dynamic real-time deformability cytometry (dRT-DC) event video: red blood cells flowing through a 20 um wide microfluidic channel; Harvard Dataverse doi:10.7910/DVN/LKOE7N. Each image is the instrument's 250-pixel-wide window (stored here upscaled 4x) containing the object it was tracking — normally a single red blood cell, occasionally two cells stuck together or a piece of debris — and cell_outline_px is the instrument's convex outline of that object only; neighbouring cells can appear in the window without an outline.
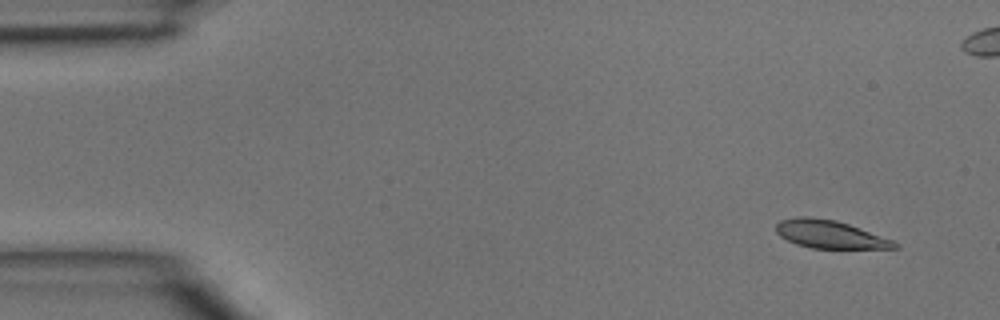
{"species": "common noctule bat (a hibernating species)", "species_latin": "Nyctalus noctula", "temperature_condition": "room temperature", "stored_images_in_passage": 44, "camera_frame_rate_fps": 3000, "um_per_image_px": 0.085, "animal": {"sex": "male", "body_mass_g": 15.6}, "frame": {"image": 1, "passage_image": 1, "time_ms": 0.0, "image_size_px": [1000, 320], "cell_outline_px": [[900, 248], [812, 248], [796, 244], [780, 236], [776, 232], [776, 224], [780, 220], [800, 216], [808, 216], [836, 220], [860, 228], [892, 240], [900, 244]], "centroid_in_image_um": [70.52, 19.91], "position_along_channel_um": 14.5, "area_um2": 19.19}}
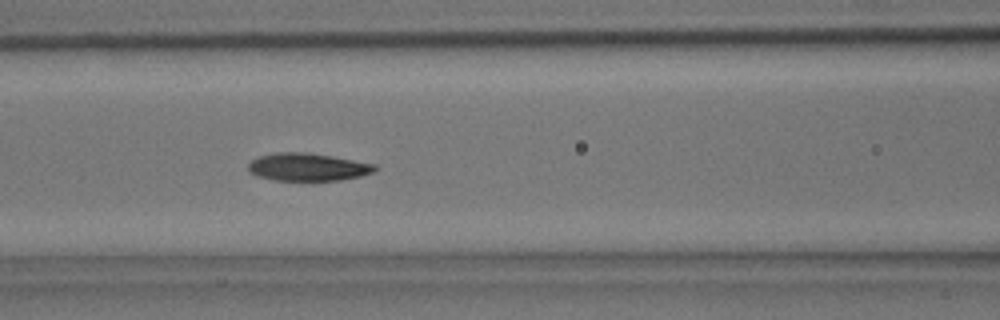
{"frame": {"image": 2, "passage_image": 17, "time_ms": 5.333, "image_size_px": [1000, 320], "cell_outline_px": [[376, 168], [372, 172], [360, 176], [340, 180], [276, 180], [256, 176], [248, 172], [248, 164], [252, 160], [260, 156], [276, 152], [304, 152], [332, 156], [376, 164]], "centroid_in_image_um": [26.12, 14.19], "position_along_channel_um": 140.5, "area_um2": 20.35}}
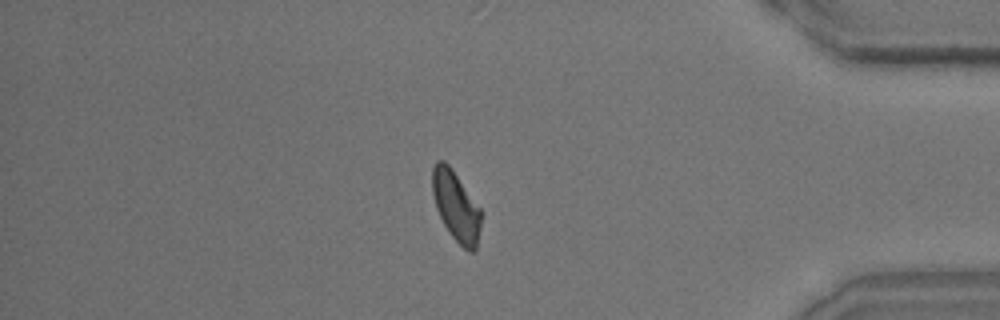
{"frame": {"image": 3, "passage_image": 37, "time_ms": 12.0, "image_size_px": [1000, 320], "cell_outline_px": [[480, 228], [476, 248], [472, 252], [468, 252], [452, 236], [444, 224], [436, 208], [432, 192], [432, 168], [436, 160], [444, 160], [452, 168], [480, 208]], "centroid_in_image_um": [38.74, 17.49], "position_along_channel_um": 396.5, "area_um2": 19.65}}